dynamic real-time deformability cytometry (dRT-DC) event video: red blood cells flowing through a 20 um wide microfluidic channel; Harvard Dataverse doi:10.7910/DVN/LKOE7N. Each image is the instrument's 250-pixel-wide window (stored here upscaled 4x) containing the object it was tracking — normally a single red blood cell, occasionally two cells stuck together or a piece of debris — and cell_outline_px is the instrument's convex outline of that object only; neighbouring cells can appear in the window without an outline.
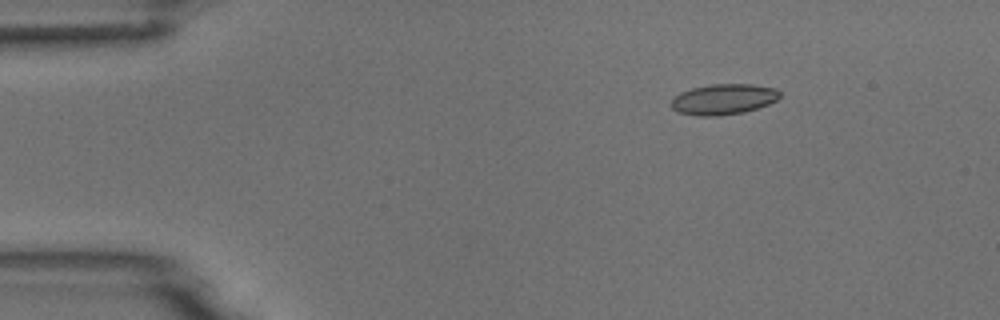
{"species": "common noctule bat (a hibernating species)", "species_latin": "Nyctalus noctula", "temperature_condition": "room temperature", "stored_images_in_passage": 4, "camera_frame_rate_fps": 3000, "um_per_image_px": 0.085, "animal": {"sex": "male", "body_mass_g": 18.8}, "frame": {"image": 1, "passage_image": 2, "time_ms": 2.0, "image_size_px": [1000, 320], "cell_outline_px": [[780, 96], [776, 100], [768, 104], [744, 112], [720, 116], [696, 116], [676, 112], [668, 104], [680, 92], [692, 88], [712, 84], [752, 84], [776, 88], [780, 92]], "centroid_in_image_um": [61.46, 8.44], "position_along_channel_um": 23.5, "area_um2": 19.54}}